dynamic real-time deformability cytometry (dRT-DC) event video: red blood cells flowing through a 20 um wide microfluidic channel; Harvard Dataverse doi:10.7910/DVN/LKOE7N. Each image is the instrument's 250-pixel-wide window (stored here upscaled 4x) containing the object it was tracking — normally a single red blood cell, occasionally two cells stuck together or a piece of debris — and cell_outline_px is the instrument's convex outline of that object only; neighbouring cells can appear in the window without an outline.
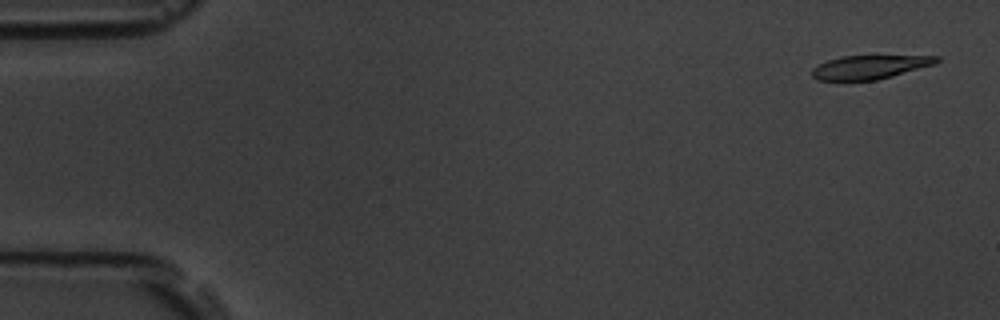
{"species": "common noctule bat (a hibernating species)", "species_latin": "Nyctalus noctula", "temperature_condition": "room temperature", "stored_images_in_passage": 15, "camera_frame_rate_fps": 3000, "um_per_image_px": 0.085, "animal": {"sex": "male", "body_mass_g": 19.5, "forearm_length_mm": 54.6}, "frame": {"image": 1, "passage_image": 1, "time_ms": 0.0, "image_size_px": [1000, 320], "cell_outline_px": [[940, 60], [936, 64], [892, 76], [876, 80], [816, 80], [812, 76], [812, 68], [828, 60], [840, 56], [940, 56]], "centroid_in_image_um": [73.94, 5.7], "position_along_channel_um": 11.1, "area_um2": 17.11}}
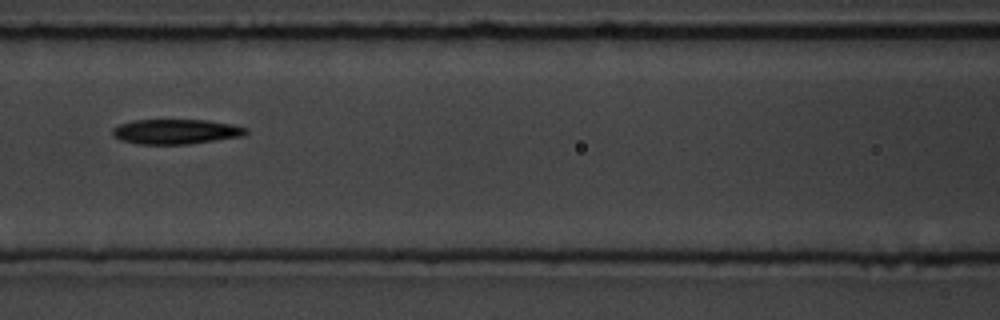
{"frame": {"image": 2, "passage_image": 7, "time_ms": 7.667, "image_size_px": [1000, 320], "cell_outline_px": [[248, 132], [244, 136], [188, 144], [136, 144], [120, 140], [112, 136], [112, 128], [120, 124], [132, 120], [208, 120], [232, 124], [248, 128]], "centroid_in_image_um": [14.94, 11.19], "position_along_channel_um": 151.7, "area_um2": 19.54}}
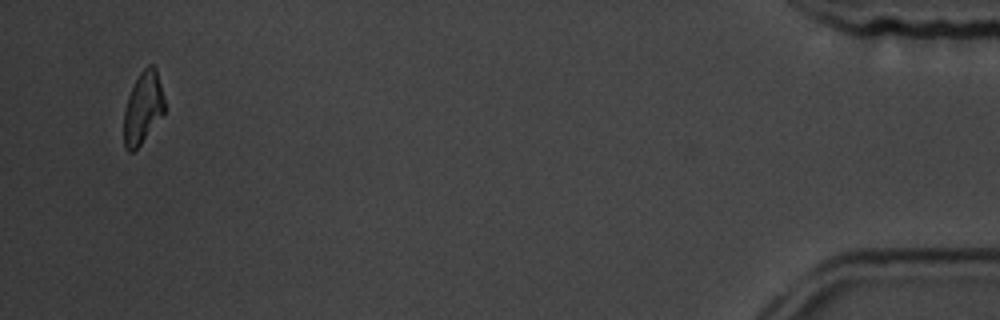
{"frame": {"image": 3, "passage_image": 15, "time_ms": 17.667, "image_size_px": [1000, 320], "cell_outline_px": [[164, 112], [140, 144], [132, 152], [128, 152], [124, 148], [124, 108], [128, 96], [140, 72], [148, 64], [152, 64], [156, 68], [164, 100]], "centroid_in_image_um": [12.13, 9.16], "position_along_channel_um": 423.1, "area_um2": 16.7}, "authors_computed_cell_mechanics": {"area_um2": 18.9006, "velocity_mm_per_s": 3.5434, "shape_relaxation_time_tau1_ms": 3.5644, "shape_relaxation_time_tau2_ms": null, "deformation_change_tau1": 0.1046, "deformation_change_tau2": null}}